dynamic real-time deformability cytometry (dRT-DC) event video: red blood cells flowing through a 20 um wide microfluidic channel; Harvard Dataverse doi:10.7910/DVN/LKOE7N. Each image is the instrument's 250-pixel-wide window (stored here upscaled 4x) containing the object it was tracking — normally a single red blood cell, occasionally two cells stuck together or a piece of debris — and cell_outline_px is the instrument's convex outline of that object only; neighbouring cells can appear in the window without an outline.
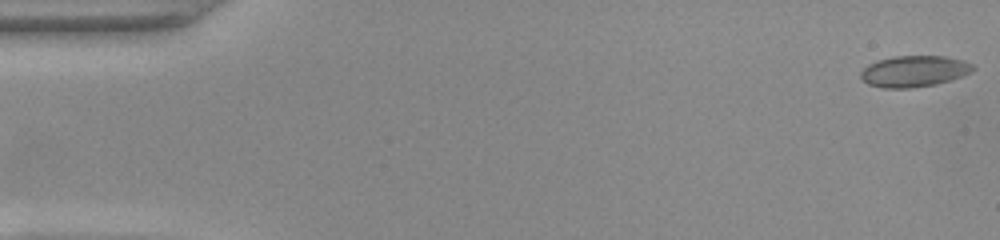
{"species": "common noctule bat (a hibernating species)", "species_latin": "Nyctalus noctula", "temperature_condition": "warm", "stored_images_in_passage": 52, "camera_frame_rate_fps": 3000, "um_per_image_px": 0.085, "animal": {"sex": "female", "body_mass_g": 22.0, "forearm_length_mm": 56.7}, "frame": {"image": 1, "passage_image": 1, "time_ms": 0.0, "image_size_px": [1000, 240], "cell_outline_px": [[976, 68], [960, 76], [936, 84], [912, 88], [884, 88], [868, 84], [860, 80], [860, 72], [868, 64], [876, 60], [892, 56], [944, 56], [964, 60], [972, 64]], "centroid_in_image_um": [77.63, 6.05], "position_along_channel_um": 7.4, "area_um2": 20.46}}
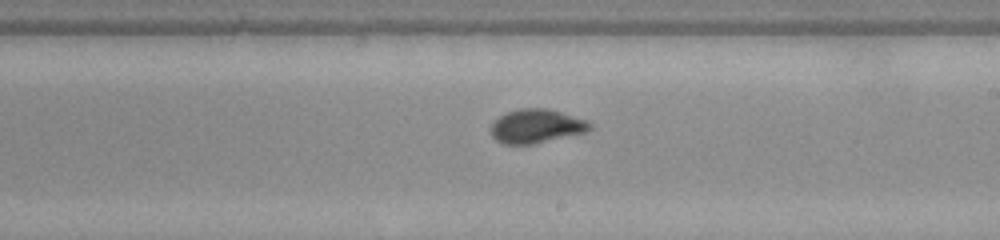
{"frame": {"image": 2, "passage_image": 30, "time_ms": 9.667, "image_size_px": [1000, 240], "cell_outline_px": [[592, 128], [584, 132], [532, 144], [504, 144], [496, 140], [492, 136], [492, 124], [500, 116], [508, 112], [520, 108], [548, 108], [588, 120], [592, 124]], "centroid_in_image_um": [45.61, 10.71], "position_along_channel_um": 243.4, "area_um2": 19.31}}
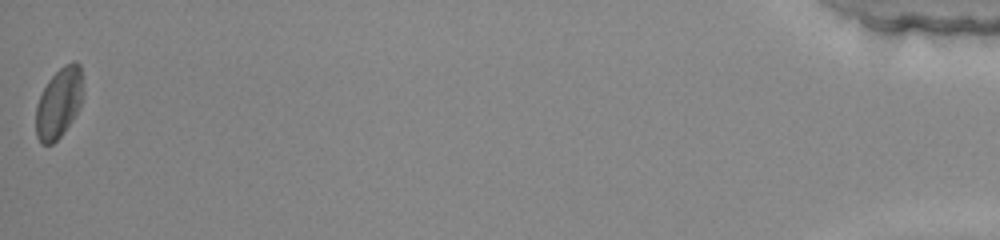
{"frame": {"image": 3, "passage_image": 52, "time_ms": 17.0, "image_size_px": [1000, 240], "cell_outline_px": [[80, 108], [64, 132], [52, 144], [40, 144], [36, 136], [36, 104], [48, 80], [64, 64], [72, 60], [76, 60], [80, 64]], "centroid_in_image_um": [4.97, 8.76], "position_along_channel_um": 430.2, "area_um2": 18.96}, "authors_computed_cell_mechanics": {"area_um2": 19.074, "velocity_mm_per_s": 3.9155, "shape_relaxation_time_tau1_ms": 6.0853, "shape_relaxation_time_tau2_ms": null, "deformation_change_tau1": 0.168, "deformation_change_tau2": null}}